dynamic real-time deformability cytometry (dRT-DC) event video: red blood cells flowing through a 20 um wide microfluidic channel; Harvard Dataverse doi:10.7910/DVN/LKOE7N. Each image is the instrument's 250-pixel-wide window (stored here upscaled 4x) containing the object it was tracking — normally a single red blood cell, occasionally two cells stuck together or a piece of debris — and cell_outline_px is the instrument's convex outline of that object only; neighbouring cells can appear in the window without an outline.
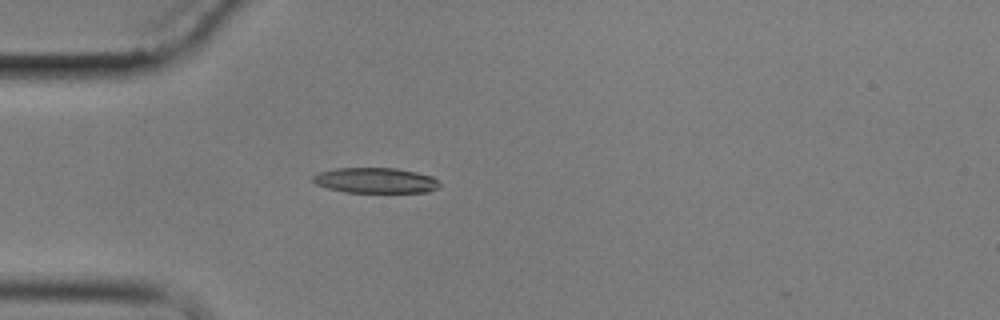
{"species": "common noctule bat (a hibernating species)", "species_latin": "Nyctalus noctula", "temperature_condition": "cold", "stored_images_in_passage": 5, "camera_frame_rate_fps": 3000, "um_per_image_px": 0.085, "animal": {"sex": "male", "body_mass_g": 17.9}, "frame": {"image": 1, "passage_image": 5, "time_ms": 4.667, "image_size_px": [1000, 320], "cell_outline_px": [[440, 188], [428, 192], [344, 192], [328, 188], [316, 184], [312, 180], [312, 176], [320, 172], [332, 168], [396, 168], [416, 172], [432, 176], [440, 184]], "centroid_in_image_um": [31.92, 15.33], "position_along_channel_um": 53.1, "area_um2": 18.79}}